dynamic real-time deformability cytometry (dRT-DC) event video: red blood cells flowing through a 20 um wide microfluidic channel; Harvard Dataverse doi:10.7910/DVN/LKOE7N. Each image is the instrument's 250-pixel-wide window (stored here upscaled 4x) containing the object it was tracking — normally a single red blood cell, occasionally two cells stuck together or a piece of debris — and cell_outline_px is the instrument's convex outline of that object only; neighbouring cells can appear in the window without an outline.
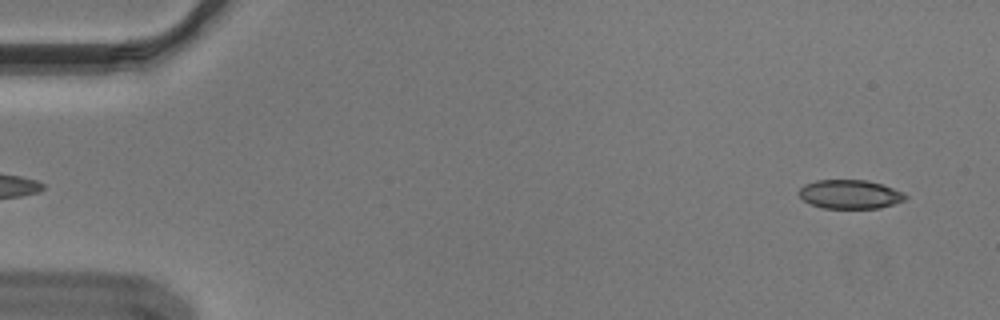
{"species": "Egyptian fruit bat (a non-hibernating species)", "species_latin": "Rousettus aegyptiacus", "temperature_condition": "cold", "stored_images_in_passage": 55, "segment_of_instrument_passage": [1, 2], "camera_frame_rate_fps": 3000, "um_per_image_px": 0.085, "animal": {"sex": "male"}, "frame": {"image": 1, "passage_image": 2, "time_ms": 0.333, "image_size_px": [1000, 320], "cell_outline_px": [[908, 196], [904, 200], [880, 208], [824, 208], [812, 204], [804, 200], [796, 192], [804, 184], [816, 180], [868, 180], [904, 192]], "centroid_in_image_um": [72.23, 16.51], "position_along_channel_um": 12.8, "area_um2": 17.86}}
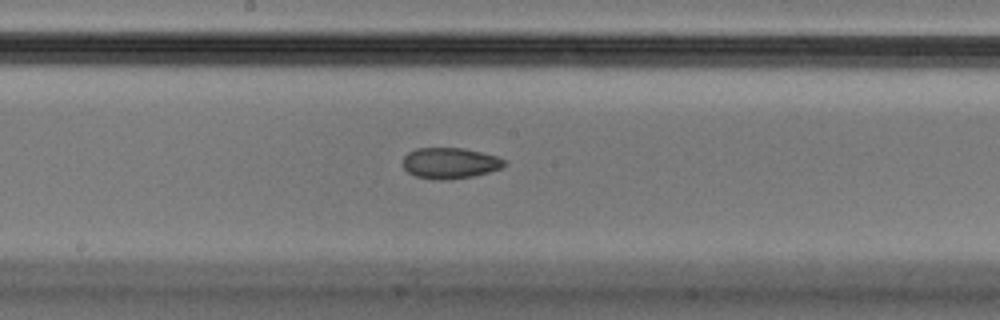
{"frame": {"image": 2, "passage_image": 28, "time_ms": 9.0, "image_size_px": [1000, 320], "cell_outline_px": [[508, 164], [500, 168], [488, 172], [472, 176], [448, 180], [440, 180], [416, 176], [408, 172], [404, 168], [404, 156], [408, 152], [416, 148], [464, 148], [496, 156], [504, 160]], "centroid_in_image_um": [38.24, 13.86], "position_along_channel_um": 210.0, "area_um2": 18.15}}
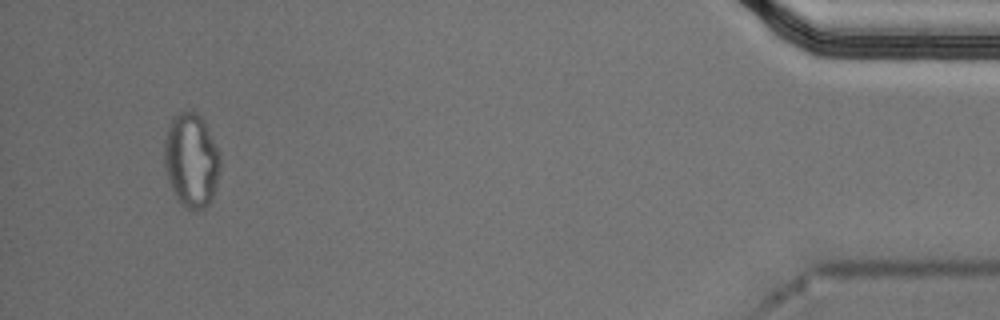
{"frame": {"image": 3, "passage_image": 51, "time_ms": 16.667, "image_size_px": [1000, 320], "cell_outline_px": [[220, 168], [216, 188], [212, 200], [200, 212], [192, 212], [184, 208], [180, 204], [168, 180], [164, 168], [164, 140], [168, 128], [176, 112], [196, 112], [204, 120], [220, 152]], "centroid_in_image_um": [16.27, 13.67], "position_along_channel_um": 418.9, "area_um2": 31.21}}